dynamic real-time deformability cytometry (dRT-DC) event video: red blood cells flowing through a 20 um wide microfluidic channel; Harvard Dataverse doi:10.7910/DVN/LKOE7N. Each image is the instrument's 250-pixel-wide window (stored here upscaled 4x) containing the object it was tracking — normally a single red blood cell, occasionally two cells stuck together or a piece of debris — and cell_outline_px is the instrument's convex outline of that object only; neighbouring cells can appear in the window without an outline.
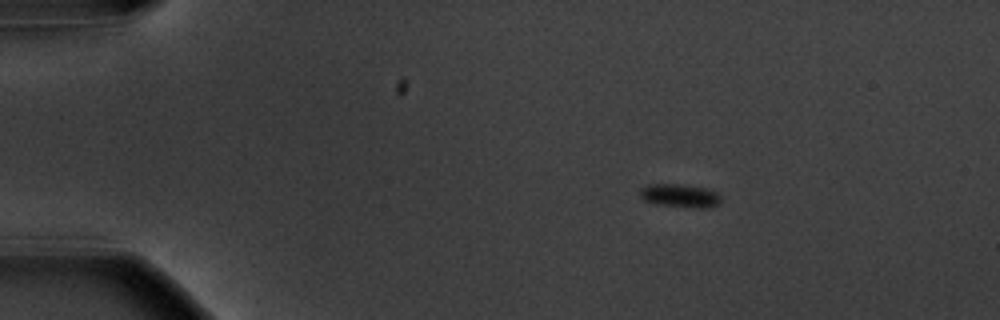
{"species": "common noctule bat (a hibernating species)", "species_latin": "Nyctalus noctula", "temperature_condition": "warm", "stored_images_in_passage": 58, "camera_frame_rate_fps": 3000, "um_per_image_px": 0.085, "animal": {"sex": "male", "body_mass_g": 20.1, "forearm_length_mm": 53.5}, "frame": {"image": 1, "passage_image": 11, "time_ms": 3.333, "image_size_px": [1000, 320], "cell_outline_px": [[720, 200], [716, 204], [708, 208], [696, 208], [656, 204], [644, 200], [640, 196], [640, 188], [648, 184], [676, 184], [704, 188], [716, 192], [720, 196]], "centroid_in_image_um": [57.75, 16.63], "position_along_channel_um": 27.2, "area_um2": 10.87}}
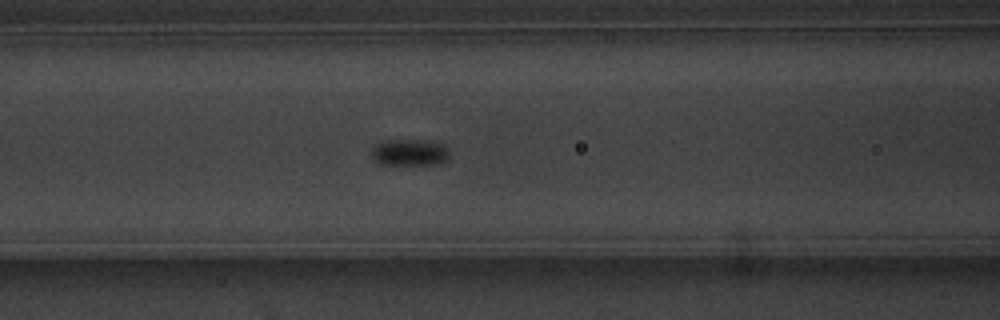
{"frame": {"image": 2, "passage_image": 26, "time_ms": 8.333, "image_size_px": [1000, 320], "cell_outline_px": [[448, 156], [444, 160], [436, 164], [380, 164], [372, 156], [372, 148], [380, 140], [432, 140], [444, 144], [448, 148]], "centroid_in_image_um": [34.81, 12.92], "position_along_channel_um": 131.8, "area_um2": 12.08}}
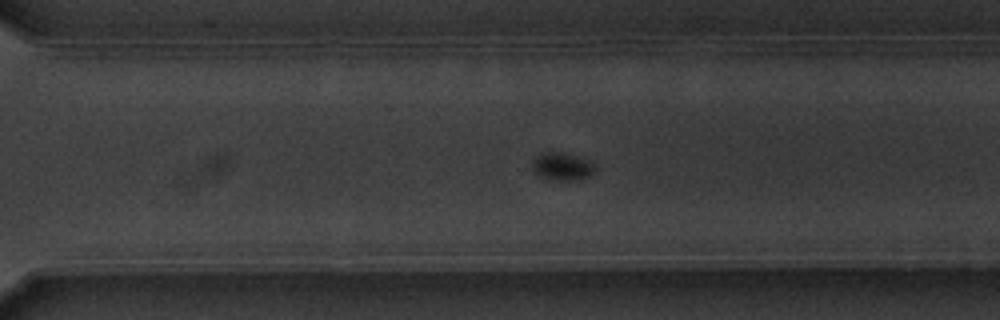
{"frame": {"image": 3, "passage_image": 42, "time_ms": 13.667, "image_size_px": [1000, 320], "cell_outline_px": [[596, 168], [588, 176], [576, 180], [556, 180], [540, 176], [532, 168], [532, 160], [536, 156], [548, 152], [560, 152], [592, 160], [596, 164]], "centroid_in_image_um": [47.82, 14.14], "position_along_channel_um": 322.8, "area_um2": 10.06}, "authors_computed_cell_mechanics": {"area_um2": 10.3751, "velocity_mm_per_s": 3.592, "shape_relaxation_time_tau1_ms": 2.5893, "shape_relaxation_time_tau2_ms": null, "deformation_change_tau1": 0.1524, "deformation_change_tau2": null}}